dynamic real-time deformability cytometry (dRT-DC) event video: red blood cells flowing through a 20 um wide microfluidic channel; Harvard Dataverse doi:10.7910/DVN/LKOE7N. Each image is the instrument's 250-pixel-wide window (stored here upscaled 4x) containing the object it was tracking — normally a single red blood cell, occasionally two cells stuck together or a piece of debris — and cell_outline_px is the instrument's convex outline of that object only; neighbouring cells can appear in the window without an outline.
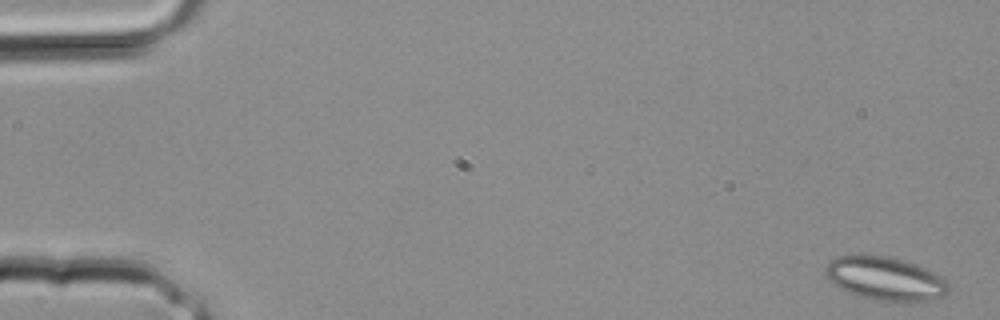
{"species": "common noctule bat (a hibernating species)", "species_latin": "Nyctalus noctula", "temperature_condition": "room temperature", "stored_images_in_passage": 33, "camera_frame_rate_fps": 3000, "um_per_image_px": 0.085, "animal": {"sex": "male", "body_mass_g": 20.4}, "frame": {"image": 1, "passage_image": 1, "time_ms": 0.0, "image_size_px": [1000, 320], "cell_outline_px": [[948, 292], [944, 296], [924, 304], [872, 300], [848, 292], [832, 284], [824, 272], [824, 268], [832, 260], [840, 256], [860, 252], [888, 256], [916, 264], [948, 280]], "centroid_in_image_um": [75.27, 23.7], "position_along_channel_um": 9.7, "area_um2": 32.25}}
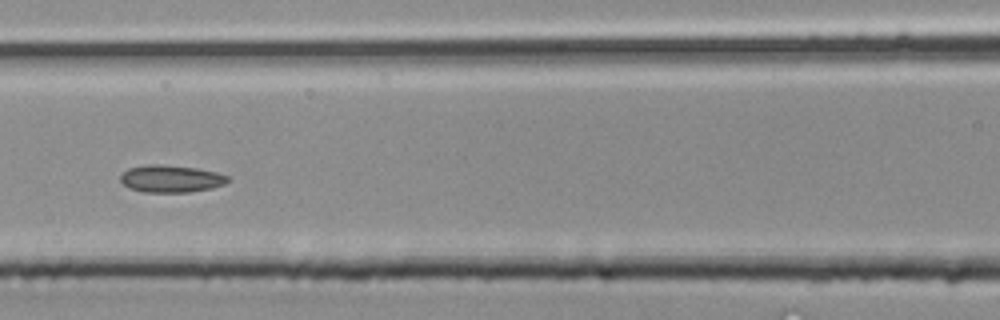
{"frame": {"image": 2, "passage_image": 15, "time_ms": 4.667, "image_size_px": [1000, 320], "cell_outline_px": [[232, 180], [224, 184], [212, 188], [188, 192], [144, 192], [128, 188], [120, 180], [120, 176], [128, 168], [148, 164], [156, 164], [196, 168], [216, 172], [228, 176]], "centroid_in_image_um": [14.54, 15.19], "position_along_channel_um": 152.1, "area_um2": 17.05}}
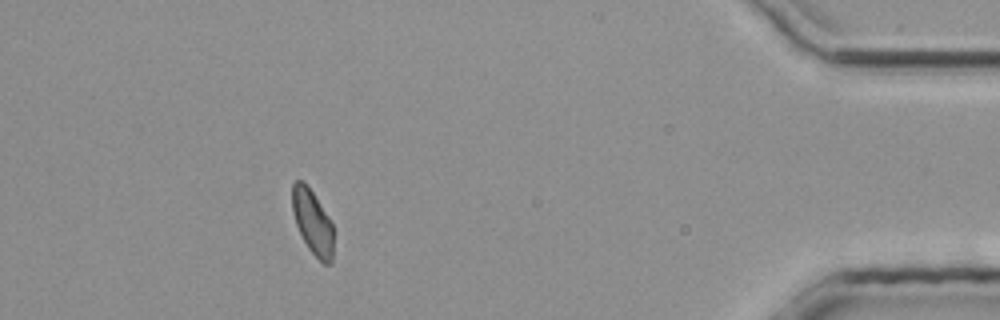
{"frame": {"image": 3, "passage_image": 30, "time_ms": 9.667, "image_size_px": [1000, 320], "cell_outline_px": [[332, 260], [328, 264], [324, 264], [308, 248], [296, 224], [292, 212], [292, 184], [296, 180], [304, 180], [328, 216], [332, 224]], "centroid_in_image_um": [26.54, 18.84], "position_along_channel_um": 408.7, "area_um2": 15.2}}